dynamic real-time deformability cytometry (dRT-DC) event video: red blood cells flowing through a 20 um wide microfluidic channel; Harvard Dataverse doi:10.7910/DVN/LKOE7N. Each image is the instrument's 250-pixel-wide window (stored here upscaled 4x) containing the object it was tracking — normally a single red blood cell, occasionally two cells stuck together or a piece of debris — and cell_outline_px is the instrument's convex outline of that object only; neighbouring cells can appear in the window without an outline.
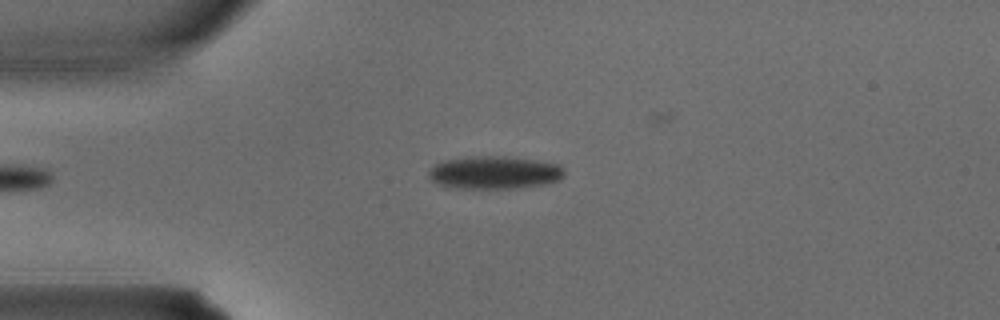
{"species": "common noctule bat (a hibernating species)", "species_latin": "Nyctalus noctula", "temperature_condition": "warm", "stored_images_in_passage": 3, "camera_frame_rate_fps": 3000, "um_per_image_px": 0.085, "animal": {"sex": "male", "body_mass_g": 15.6}, "frame": {"image": 1, "passage_image": 3, "time_ms": 0.667, "image_size_px": [1000, 320], "cell_outline_px": [[564, 176], [560, 180], [548, 184], [520, 188], [448, 188], [436, 184], [428, 176], [428, 172], [432, 164], [444, 160], [468, 156], [504, 156], [536, 160], [560, 164], [564, 168]], "centroid_in_image_um": [42.01, 14.67], "position_along_channel_um": 43.0, "area_um2": 26.59}}